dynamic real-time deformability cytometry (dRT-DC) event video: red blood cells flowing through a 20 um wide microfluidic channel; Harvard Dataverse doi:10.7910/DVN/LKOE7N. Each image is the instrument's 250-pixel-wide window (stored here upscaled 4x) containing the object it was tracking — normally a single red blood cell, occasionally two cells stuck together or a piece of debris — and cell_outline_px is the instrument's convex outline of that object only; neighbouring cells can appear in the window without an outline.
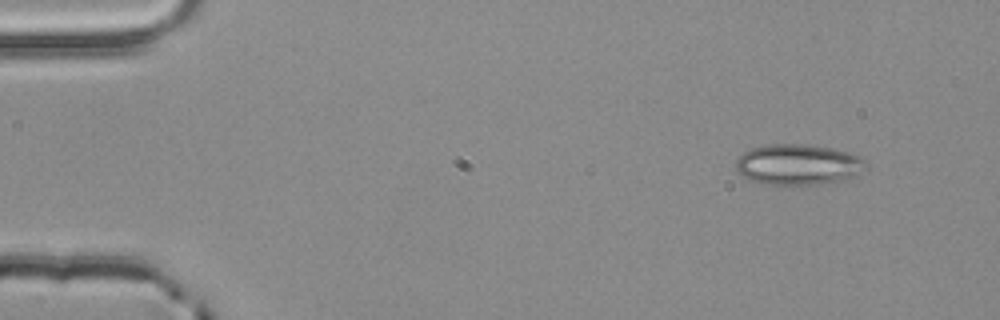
{"species": "common noctule bat (a hibernating species)", "species_latin": "Nyctalus noctula", "temperature_condition": "room temperature", "stored_images_in_passage": 2, "camera_frame_rate_fps": 3000, "um_per_image_px": 0.085, "animal": {"sex": "male", "body_mass_g": 20.4}, "frame": {"image": 1, "passage_image": 1, "time_ms": 0.0, "image_size_px": [1000, 320], "cell_outline_px": [[864, 160], [860, 172], [848, 180], [820, 184], [784, 188], [780, 188], [748, 180], [736, 168], [736, 160], [744, 152], [752, 148], [768, 144], [804, 144], [832, 148], [848, 152], [860, 156]], "centroid_in_image_um": [67.8, 14.03], "position_along_channel_um": 17.2, "area_um2": 31.5}}